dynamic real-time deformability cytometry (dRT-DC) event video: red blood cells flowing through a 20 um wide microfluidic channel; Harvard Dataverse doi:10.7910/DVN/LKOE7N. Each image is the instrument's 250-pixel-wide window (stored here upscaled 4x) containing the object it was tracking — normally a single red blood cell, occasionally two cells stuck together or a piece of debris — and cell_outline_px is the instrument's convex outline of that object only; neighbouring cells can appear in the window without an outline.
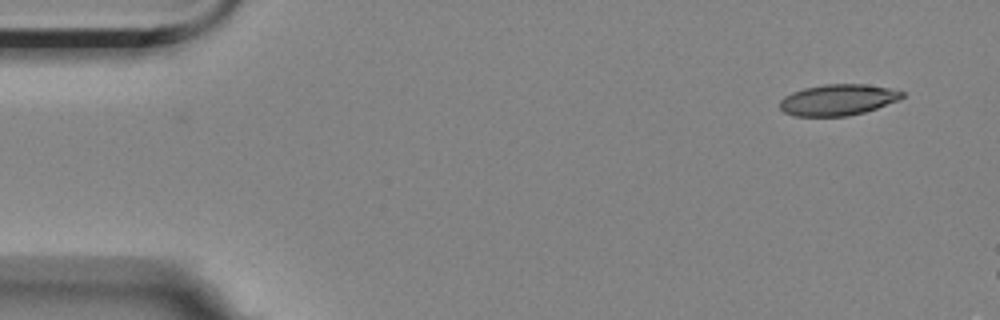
{"species": "Egyptian fruit bat (a non-hibernating species)", "species_latin": "Rousettus aegyptiacus", "temperature_condition": "room temperature", "stored_images_in_passage": 3, "camera_frame_rate_fps": 3000, "um_per_image_px": 0.085, "animal": {"sex": "female"}, "frame": {"image": 1, "passage_image": 1, "time_ms": 0.0, "image_size_px": [1000, 320], "cell_outline_px": [[904, 96], [900, 100], [864, 112], [848, 116], [792, 116], [784, 112], [780, 108], [780, 100], [784, 96], [792, 92], [804, 88], [824, 84], [864, 84], [892, 88], [904, 92]], "centroid_in_image_um": [71.23, 8.48], "position_along_channel_um": 13.8, "area_um2": 22.31}}